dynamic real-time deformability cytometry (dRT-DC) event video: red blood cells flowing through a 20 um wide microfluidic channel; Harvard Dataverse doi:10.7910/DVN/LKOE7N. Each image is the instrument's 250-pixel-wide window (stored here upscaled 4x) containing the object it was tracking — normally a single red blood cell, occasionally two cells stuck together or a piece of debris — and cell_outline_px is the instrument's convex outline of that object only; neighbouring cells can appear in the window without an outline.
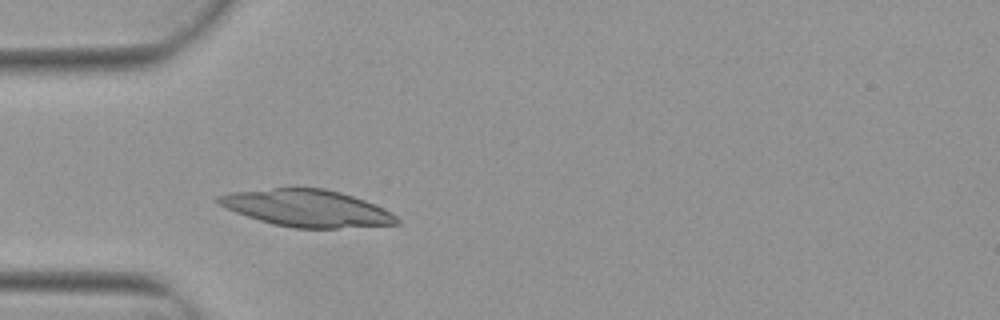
{"species": "Egyptian fruit bat (a non-hibernating species)", "species_latin": "Rousettus aegyptiacus", "temperature_condition": "warm", "stored_images_in_passage": 2, "camera_frame_rate_fps": 3000, "um_per_image_px": 0.085, "animal": {"sex": "female"}, "frame": {"image": 1, "passage_image": 2, "time_ms": 0.333, "image_size_px": [1000, 320], "cell_outline_px": [[400, 224], [336, 228], [296, 228], [272, 224], [236, 212], [220, 204], [216, 200], [216, 196], [232, 192], [272, 188], [324, 188], [340, 192], [364, 200], [396, 216], [400, 220]], "centroid_in_image_um": [26.07, 17.7], "position_along_channel_um": 58.9, "area_um2": 37.86}}